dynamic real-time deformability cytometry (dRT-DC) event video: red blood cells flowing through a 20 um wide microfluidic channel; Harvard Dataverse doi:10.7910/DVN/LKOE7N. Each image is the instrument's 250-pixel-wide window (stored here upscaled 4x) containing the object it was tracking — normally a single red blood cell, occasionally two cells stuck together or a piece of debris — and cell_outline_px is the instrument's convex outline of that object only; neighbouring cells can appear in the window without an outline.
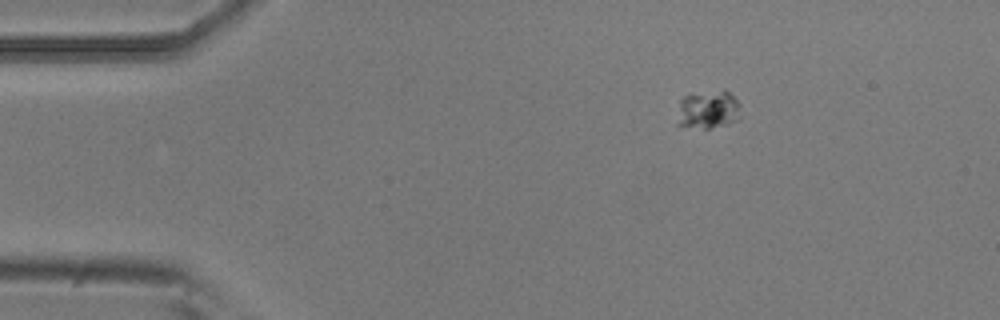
{"species": "common noctule bat (a hibernating species)", "species_latin": "Nyctalus noctula", "temperature_condition": "room temperature", "stored_images_in_passage": 2, "camera_frame_rate_fps": 3000, "um_per_image_px": 0.085, "animal": {"sex": "male", "body_mass_g": 20.5, "forearm_length_mm": 52.5}, "frame": {"image": 1, "passage_image": 2, "time_ms": 0.333, "image_size_px": [1000, 320], "cell_outline_px": [[740, 116], [736, 120], [724, 124], [708, 128], [704, 128], [676, 124], [680, 100], [688, 92], [724, 88], [740, 104]], "centroid_in_image_um": [60.17, 9.24], "position_along_channel_um": 24.8, "area_um2": 14.45}}